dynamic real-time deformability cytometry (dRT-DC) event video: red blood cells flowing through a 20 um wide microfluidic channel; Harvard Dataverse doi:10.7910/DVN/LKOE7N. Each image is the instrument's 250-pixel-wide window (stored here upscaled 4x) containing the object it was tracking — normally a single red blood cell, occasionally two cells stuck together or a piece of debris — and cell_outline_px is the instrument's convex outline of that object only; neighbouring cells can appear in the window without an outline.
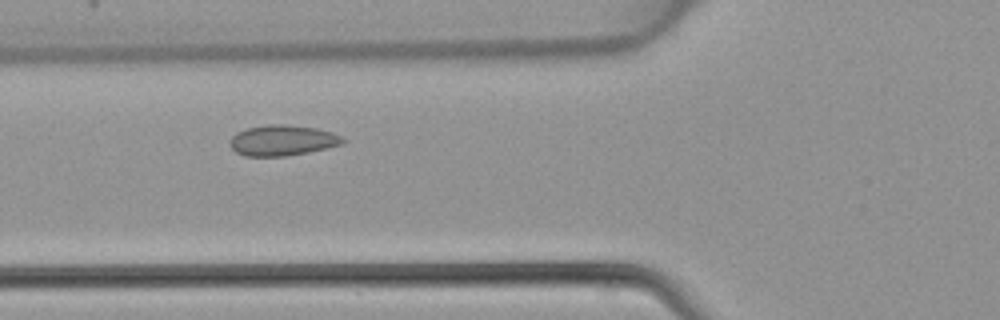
{"species": "common noctule bat (a hibernating species)", "species_latin": "Nyctalus noctula", "temperature_condition": "warm", "stored_images_in_passage": 3, "camera_frame_rate_fps": 3000, "um_per_image_px": 0.085, "animal": {"sex": "female", "body_mass_g": 22.7, "forearm_length_mm": 54.2}, "frame": {"image": 1, "passage_image": 3, "time_ms": 0.667, "image_size_px": [1000, 320], "cell_outline_px": [[348, 140], [344, 144], [328, 148], [308, 152], [284, 156], [244, 156], [236, 152], [228, 144], [228, 140], [236, 132], [248, 128], [268, 124], [284, 124], [316, 128], [332, 132]], "centroid_in_image_um": [24.01, 11.93], "position_along_channel_um": 101.8, "area_um2": 20.35}}